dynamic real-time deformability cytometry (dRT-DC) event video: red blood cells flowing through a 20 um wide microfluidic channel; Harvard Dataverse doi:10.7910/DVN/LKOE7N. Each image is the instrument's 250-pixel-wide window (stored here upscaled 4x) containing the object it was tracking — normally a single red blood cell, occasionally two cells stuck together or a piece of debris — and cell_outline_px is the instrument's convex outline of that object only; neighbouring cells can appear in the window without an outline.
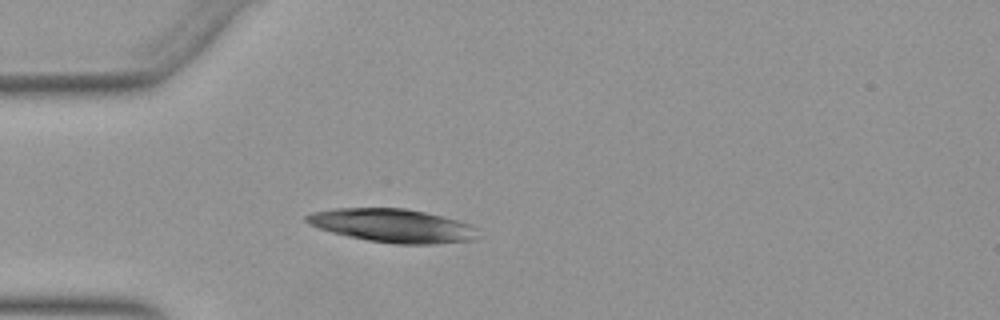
{"species": "Egyptian fruit bat (a non-hibernating species)", "species_latin": "Rousettus aegyptiacus", "temperature_condition": "warm", "stored_images_in_passage": 34, "camera_frame_rate_fps": 3000, "um_per_image_px": 0.085, "animal": {"sex": "female"}, "frame": {"image": 1, "passage_image": 4, "time_ms": 1.0, "image_size_px": [1000, 320], "cell_outline_px": [[476, 236], [472, 240], [432, 244], [396, 244], [368, 240], [348, 236], [332, 232], [308, 224], [304, 220], [304, 216], [312, 212], [332, 208], [404, 208], [424, 212], [472, 224], [476, 228]], "centroid_in_image_um": [33.32, 19.17], "position_along_channel_um": 51.7, "area_um2": 33.23}}